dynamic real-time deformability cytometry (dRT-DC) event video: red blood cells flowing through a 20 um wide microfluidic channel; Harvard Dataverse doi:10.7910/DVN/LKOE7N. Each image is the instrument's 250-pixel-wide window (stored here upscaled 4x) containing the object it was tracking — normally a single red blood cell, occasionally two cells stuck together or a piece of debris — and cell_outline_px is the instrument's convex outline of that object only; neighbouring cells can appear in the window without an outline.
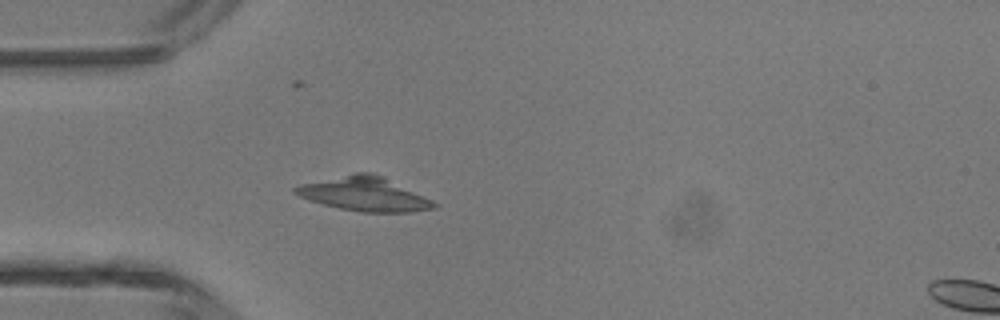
{"species": "common noctule bat (a hibernating species)", "species_latin": "Nyctalus noctula", "temperature_condition": "room temperature", "stored_images_in_passage": 4, "camera_frame_rate_fps": 3000, "um_per_image_px": 0.085, "animal": {"sex": "male", "body_mass_g": 13.3}, "frame": {"image": 1, "passage_image": 3, "time_ms": 0.667, "image_size_px": [1000, 320], "cell_outline_px": [[440, 204], [436, 208], [412, 212], [360, 212], [340, 208], [308, 200], [292, 192], [292, 188], [300, 184], [356, 172], [372, 172], [432, 200]], "centroid_in_image_um": [30.95, 16.5], "position_along_channel_um": 54.1, "area_um2": 27.22}}